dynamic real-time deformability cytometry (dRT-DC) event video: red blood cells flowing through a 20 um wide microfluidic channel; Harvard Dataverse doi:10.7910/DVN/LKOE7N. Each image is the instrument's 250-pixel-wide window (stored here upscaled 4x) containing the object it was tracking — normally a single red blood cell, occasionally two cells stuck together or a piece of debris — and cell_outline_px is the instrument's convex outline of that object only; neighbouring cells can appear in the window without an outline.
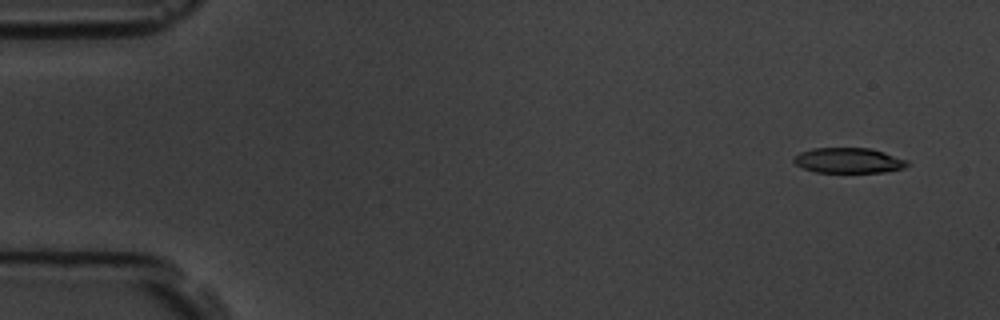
{"species": "common noctule bat (a hibernating species)", "species_latin": "Nyctalus noctula", "temperature_condition": "room temperature", "stored_images_in_passage": 10, "camera_frame_rate_fps": 3000, "um_per_image_px": 0.085, "animal": {"sex": "male", "body_mass_g": 19.5, "forearm_length_mm": 54.6}, "frame": {"image": 1, "passage_image": 2, "time_ms": 1.0, "image_size_px": [1000, 320], "cell_outline_px": [[908, 164], [904, 168], [884, 172], [816, 172], [804, 168], [796, 164], [792, 160], [800, 152], [812, 148], [868, 148], [884, 152], [908, 160]], "centroid_in_image_um": [72.14, 13.64], "position_along_channel_um": 12.9, "area_um2": 16.59}}
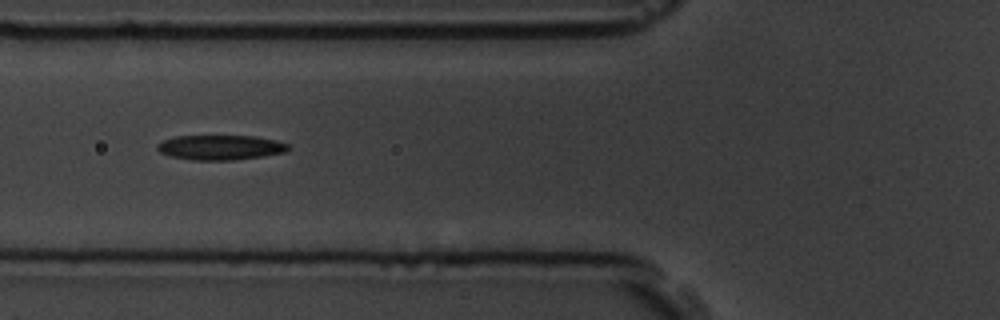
{"frame": {"image": 2, "passage_image": 7, "time_ms": 6.667, "image_size_px": [1000, 320], "cell_outline_px": [[292, 148], [284, 152], [264, 156], [232, 160], [192, 160], [168, 156], [160, 152], [156, 148], [156, 144], [164, 140], [176, 136], [256, 136], [276, 140], [292, 144]], "centroid_in_image_um": [18.77, 12.53], "position_along_channel_um": 107.0, "area_um2": 19.19}}
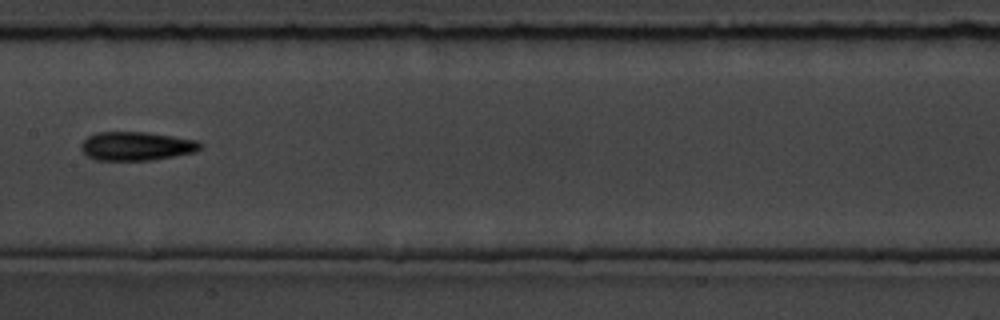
{"frame": {"image": 3, "passage_image": 9, "time_ms": 9.0, "image_size_px": [1000, 320], "cell_outline_px": [[204, 144], [196, 152], [176, 156], [152, 160], [96, 160], [88, 156], [80, 148], [80, 144], [88, 136], [96, 132], [148, 132], [196, 140]], "centroid_in_image_um": [11.61, 12.42], "position_along_channel_um": 195.8, "area_um2": 20.06}}